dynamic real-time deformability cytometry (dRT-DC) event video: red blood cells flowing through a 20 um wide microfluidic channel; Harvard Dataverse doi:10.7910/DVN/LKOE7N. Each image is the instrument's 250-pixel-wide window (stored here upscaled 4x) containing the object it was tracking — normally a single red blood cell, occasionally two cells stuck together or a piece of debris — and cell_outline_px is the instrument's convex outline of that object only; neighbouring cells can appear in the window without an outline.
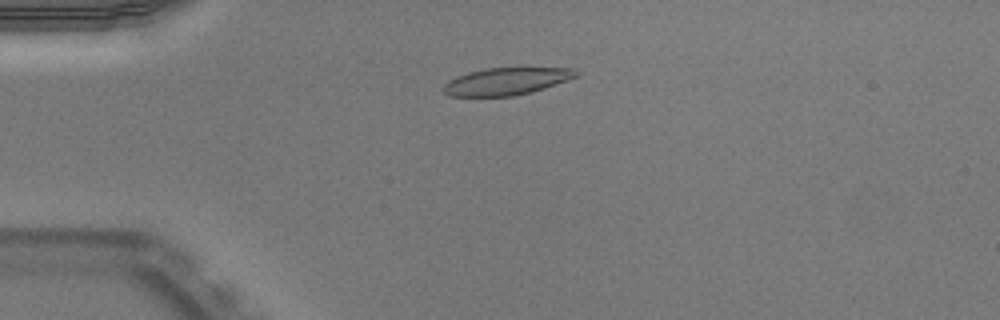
{"species": "Egyptian fruit bat (a non-hibernating species)", "species_latin": "Rousettus aegyptiacus", "temperature_condition": "warm", "stored_images_in_passage": 51, "camera_frame_rate_fps": 3000, "um_per_image_px": 0.085, "animal": {"sex": "male"}, "frame": {"image": 1, "passage_image": 13, "time_ms": 4.0, "image_size_px": [1000, 320], "cell_outline_px": [[580, 76], [532, 92], [512, 96], [452, 96], [444, 92], [444, 84], [448, 80], [456, 76], [468, 72], [488, 68], [520, 64], [576, 68], [580, 72]], "centroid_in_image_um": [43.19, 6.83], "position_along_channel_um": 41.8, "area_um2": 22.37}}
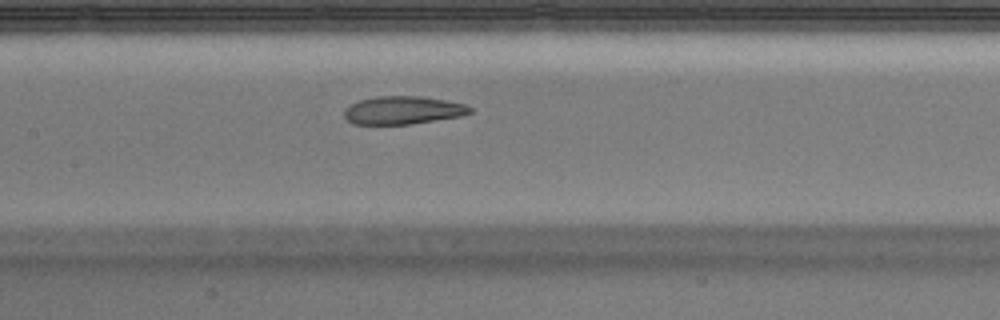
{"frame": {"image": 2, "passage_image": 25, "time_ms": 8.0, "image_size_px": [1000, 320], "cell_outline_px": [[472, 112], [460, 116], [412, 124], [352, 124], [344, 116], [344, 108], [348, 104], [360, 100], [376, 96], [420, 96], [444, 100], [464, 104], [472, 108]], "centroid_in_image_um": [34.2, 9.37], "position_along_channel_um": 173.2, "area_um2": 20.58}}
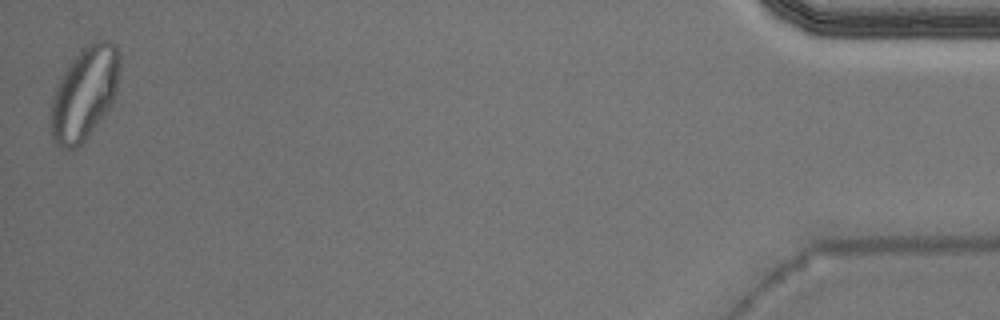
{"frame": {"image": 3, "passage_image": 51, "time_ms": 16.667, "image_size_px": [1000, 320], "cell_outline_px": [[120, 68], [116, 88], [112, 104], [104, 116], [88, 136], [76, 148], [64, 148], [56, 144], [52, 140], [52, 96], [64, 72], [72, 60], [88, 44], [96, 40], [108, 40], [120, 52]], "centroid_in_image_um": [7.21, 7.93], "position_along_channel_um": 428.0, "area_um2": 36.65}, "authors_computed_cell_mechanics": {"area_um2": 22.1952, "velocity_mm_per_s": 3.9556, "shape_relaxation_time_tau1_ms": 4.2747, "shape_relaxation_time_tau2_ms": 1.9665, "deformation_change_tau1": 0.1702, "deformation_change_tau2": 0.0947}}